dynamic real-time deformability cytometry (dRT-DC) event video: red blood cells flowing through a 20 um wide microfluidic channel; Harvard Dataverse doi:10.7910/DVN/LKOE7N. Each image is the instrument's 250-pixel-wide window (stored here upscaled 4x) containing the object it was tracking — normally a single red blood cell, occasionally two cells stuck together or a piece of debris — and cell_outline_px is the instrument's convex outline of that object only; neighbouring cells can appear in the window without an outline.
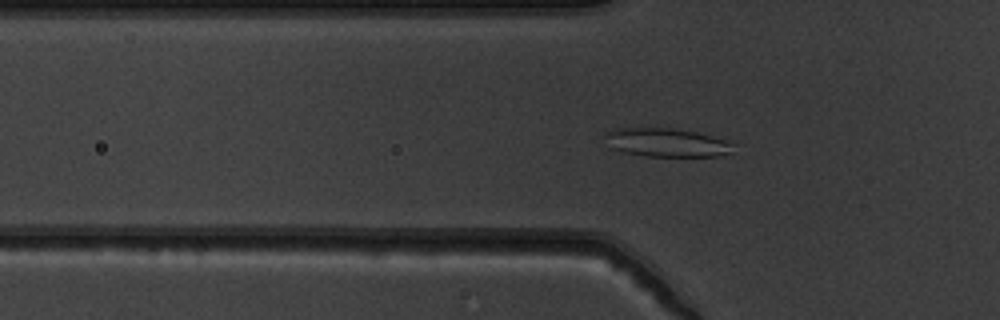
{"species": "common noctule bat (a hibernating species)", "species_latin": "Nyctalus noctula", "temperature_condition": "warm", "stored_images_in_passage": 54, "camera_frame_rate_fps": 3000, "um_per_image_px": 0.085, "animal": {"sex": "male", "body_mass_g": 19.5, "forearm_length_mm": 54.6}, "frame": {"image": 1, "passage_image": 19, "time_ms": 6.0, "image_size_px": [1000, 320], "cell_outline_px": [[732, 152], [720, 156], [644, 156], [624, 152], [612, 148], [604, 136], [604, 132], [616, 128], [648, 124], [696, 132], [712, 136], [724, 140], [732, 144]], "centroid_in_image_um": [56.56, 12.06], "position_along_channel_um": 69.2, "area_um2": 22.02}}
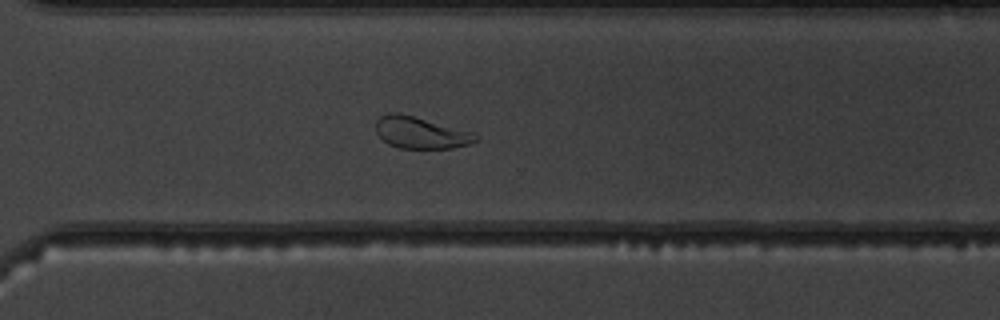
{"frame": {"image": 2, "passage_image": 40, "time_ms": 13.0, "image_size_px": [1000, 320], "cell_outline_px": [[480, 140], [468, 144], [452, 148], [400, 148], [388, 144], [376, 132], [376, 120], [380, 116], [388, 112], [400, 112], [476, 132], [480, 136]], "centroid_in_image_um": [35.8, 11.26], "position_along_channel_um": 334.8, "area_um2": 18.84}}
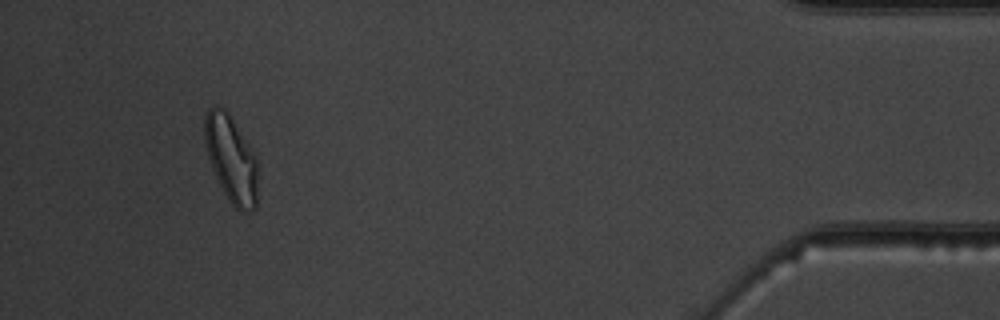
{"frame": {"image": 3, "passage_image": 51, "time_ms": 16.667, "image_size_px": [1000, 320], "cell_outline_px": [[256, 208], [252, 212], [240, 212], [232, 204], [224, 192], [212, 168], [208, 156], [204, 140], [204, 116], [208, 108], [212, 104], [216, 104], [224, 108], [228, 112], [256, 156]], "centroid_in_image_um": [19.62, 13.47], "position_along_channel_um": 415.6, "area_um2": 26.76}, "authors_computed_cell_mechanics": {"area_um2": 22.6865, "velocity_mm_per_s": 3.8078, "shape_relaxation_time_tau1_ms": 3.649, "shape_relaxation_time_tau2_ms": 1.385, "deformation_change_tau1": 0.1121, "deformation_change_tau2": 0.0706}}